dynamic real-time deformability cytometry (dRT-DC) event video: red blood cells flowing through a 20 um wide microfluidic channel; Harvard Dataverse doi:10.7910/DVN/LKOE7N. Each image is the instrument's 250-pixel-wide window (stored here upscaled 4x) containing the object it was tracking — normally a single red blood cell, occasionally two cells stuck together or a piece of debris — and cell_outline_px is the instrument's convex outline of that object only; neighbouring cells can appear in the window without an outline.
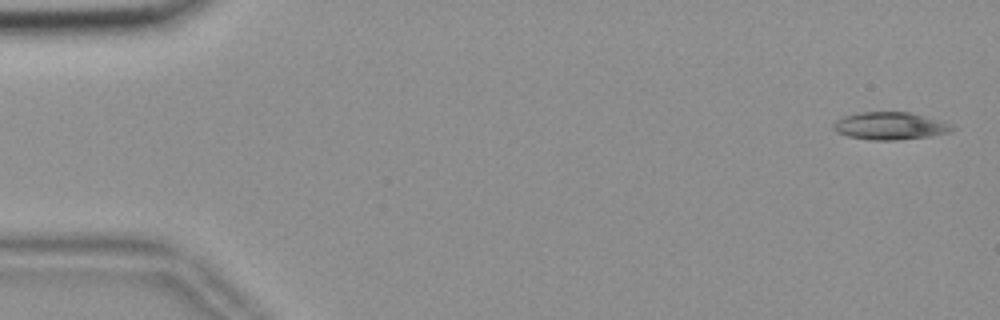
{"species": "common noctule bat (a hibernating species)", "species_latin": "Nyctalus noctula", "temperature_condition": "room temperature", "stored_images_in_passage": 14, "camera_frame_rate_fps": 3000, "um_per_image_px": 0.085, "animal": {"sex": "female", "body_mass_g": 18.4}, "frame": {"image": 1, "passage_image": 2, "time_ms": 0.333, "image_size_px": [1000, 320], "cell_outline_px": [[956, 128], [948, 132], [928, 136], [896, 140], [868, 140], [848, 136], [836, 132], [832, 128], [832, 124], [836, 120], [844, 116], [856, 112], [912, 112], [952, 124]], "centroid_in_image_um": [75.61, 10.69], "position_along_channel_um": 9.4, "area_um2": 19.13}}